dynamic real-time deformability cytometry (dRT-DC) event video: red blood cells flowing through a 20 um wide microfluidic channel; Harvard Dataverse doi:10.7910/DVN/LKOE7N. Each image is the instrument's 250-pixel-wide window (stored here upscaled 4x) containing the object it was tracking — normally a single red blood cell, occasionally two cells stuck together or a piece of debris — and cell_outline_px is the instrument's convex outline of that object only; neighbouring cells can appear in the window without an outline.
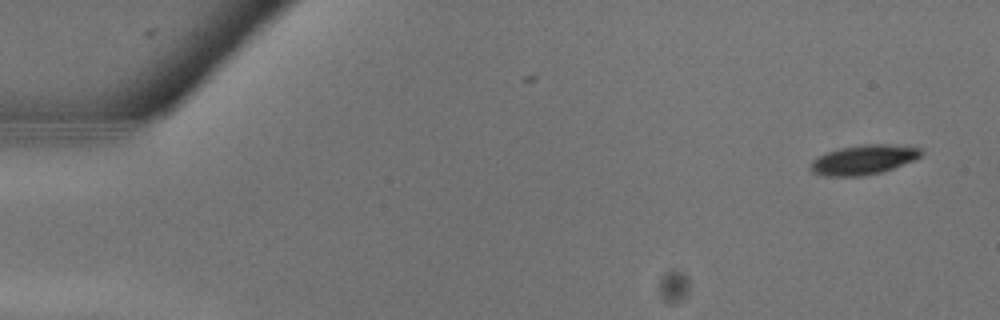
{"species": "common noctule bat (a hibernating species)", "species_latin": "Nyctalus noctula", "temperature_condition": "warm", "stored_images_in_passage": 4, "camera_frame_rate_fps": 3000, "um_per_image_px": 0.085, "animal": {"sex": "male", "body_mass_g": 13.3}, "frame": {"image": 1, "passage_image": 1, "time_ms": 0.0, "image_size_px": [1000, 320], "cell_outline_px": [[924, 152], [920, 156], [912, 160], [892, 168], [880, 172], [860, 176], [824, 176], [812, 172], [812, 160], [824, 152], [840, 148], [864, 144], [888, 144], [920, 148]], "centroid_in_image_um": [73.37, 13.57], "position_along_channel_um": 11.6, "area_um2": 18.79}}